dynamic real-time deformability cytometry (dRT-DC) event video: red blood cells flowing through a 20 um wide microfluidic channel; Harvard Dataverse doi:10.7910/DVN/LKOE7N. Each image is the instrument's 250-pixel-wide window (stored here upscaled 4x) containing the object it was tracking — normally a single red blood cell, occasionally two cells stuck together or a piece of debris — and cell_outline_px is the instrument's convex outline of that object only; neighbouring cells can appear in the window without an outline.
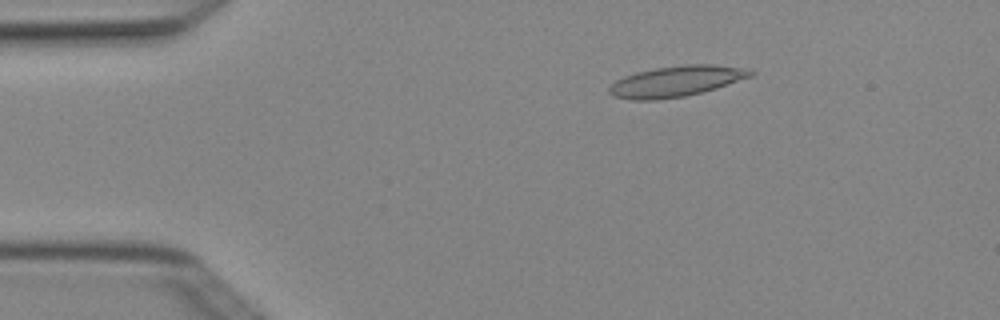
{"species": "Egyptian fruit bat (a non-hibernating species)", "species_latin": "Rousettus aegyptiacus", "temperature_condition": "cold", "stored_images_in_passage": 6, "camera_frame_rate_fps": 3000, "um_per_image_px": 0.085, "animal": {"sex": "female"}, "frame": {"image": 1, "passage_image": 2, "time_ms": 0.333, "image_size_px": [1000, 320], "cell_outline_px": [[756, 72], [752, 76], [716, 88], [684, 96], [656, 100], [632, 100], [612, 96], [608, 92], [608, 88], [616, 80], [624, 76], [636, 72], [656, 68], [684, 64], [712, 64], [744, 68]], "centroid_in_image_um": [57.45, 6.9], "position_along_channel_um": 27.6, "area_um2": 25.26}}
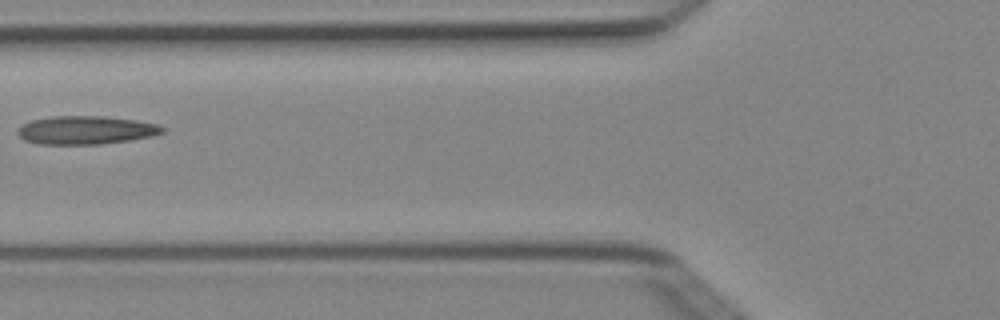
{"frame": {"image": 2, "passage_image": 5, "time_ms": 1.333, "image_size_px": [1000, 320], "cell_outline_px": [[164, 132], [152, 136], [132, 140], [100, 144], [36, 144], [24, 140], [16, 132], [24, 124], [32, 120], [52, 116], [104, 116], [136, 120], [156, 124], [164, 128]], "centroid_in_image_um": [7.3, 11.06], "position_along_channel_um": 118.5, "area_um2": 23.87}}
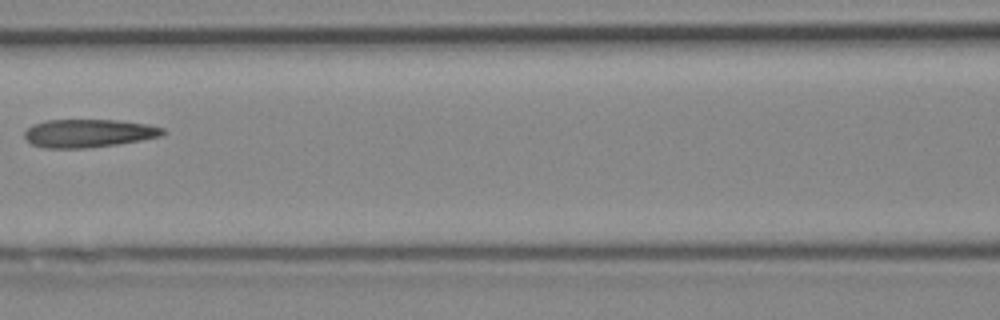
{"frame": {"image": 3, "passage_image": 6, "time_ms": 1.667, "image_size_px": [1000, 320], "cell_outline_px": [[164, 132], [160, 136], [140, 140], [116, 144], [88, 148], [44, 148], [32, 144], [24, 136], [24, 132], [32, 124], [44, 120], [120, 120], [148, 124], [164, 128]], "centroid_in_image_um": [7.5, 11.32], "position_along_channel_um": 159.1, "area_um2": 22.66}}